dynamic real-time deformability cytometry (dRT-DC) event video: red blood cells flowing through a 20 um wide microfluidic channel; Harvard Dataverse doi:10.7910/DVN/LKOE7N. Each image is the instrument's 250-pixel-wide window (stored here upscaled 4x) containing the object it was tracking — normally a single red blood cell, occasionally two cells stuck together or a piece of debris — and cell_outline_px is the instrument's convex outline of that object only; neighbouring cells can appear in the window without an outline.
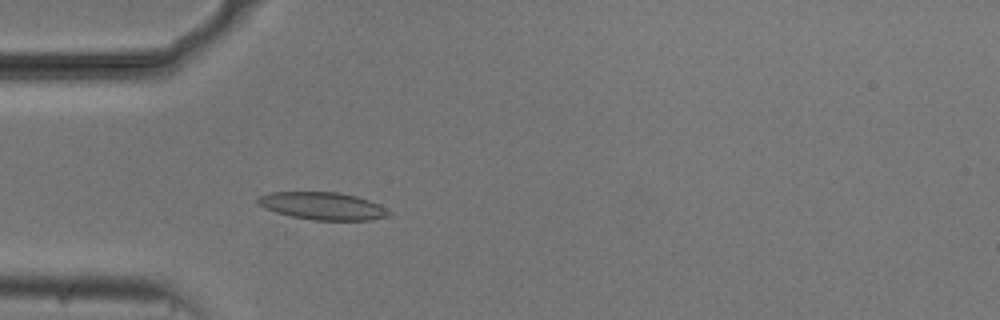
{"species": "common noctule bat (a hibernating species)", "species_latin": "Nyctalus noctula", "temperature_condition": "cold", "stored_images_in_passage": 52, "camera_frame_rate_fps": 3000, "um_per_image_px": 0.085, "animal": {"sex": "male", "body_mass_g": 20.5, "forearm_length_mm": 52.5}, "frame": {"image": 1, "passage_image": 14, "time_ms": 4.333, "image_size_px": [1000, 320], "cell_outline_px": [[392, 212], [388, 216], [372, 220], [312, 220], [292, 216], [276, 212], [264, 208], [256, 204], [256, 200], [260, 196], [268, 192], [340, 192], [356, 196], [380, 204]], "centroid_in_image_um": [27.43, 17.5], "position_along_channel_um": 57.6, "area_um2": 21.15}}
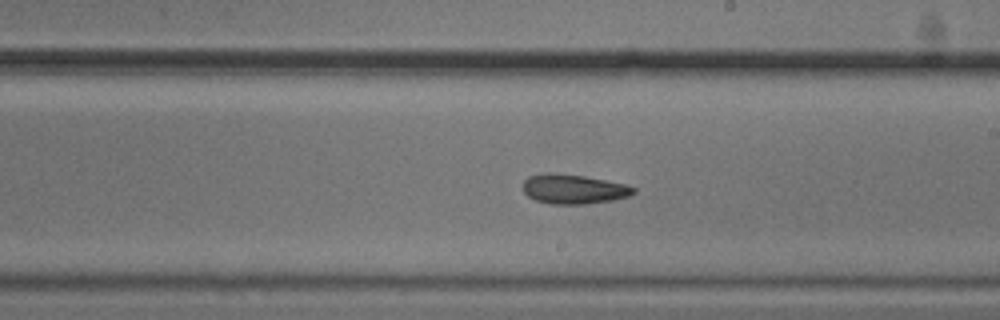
{"frame": {"image": 2, "passage_image": 29, "time_ms": 9.333, "image_size_px": [1000, 320], "cell_outline_px": [[636, 192], [628, 196], [612, 200], [584, 204], [552, 204], [536, 200], [528, 196], [524, 192], [524, 180], [528, 176], [584, 176], [624, 184], [636, 188]], "centroid_in_image_um": [48.82, 16.12], "position_along_channel_um": 240.2, "area_um2": 18.03}}
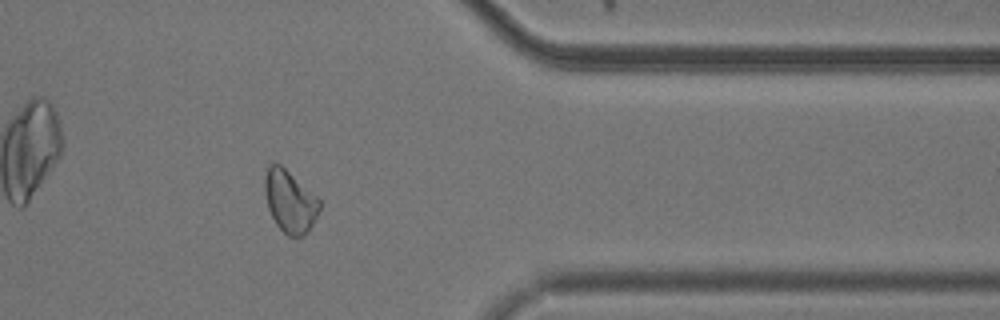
{"frame": {"image": 3, "passage_image": 42, "time_ms": 13.667, "image_size_px": [1000, 320], "cell_outline_px": [[320, 208], [308, 232], [304, 236], [288, 236], [276, 224], [268, 208], [264, 192], [264, 176], [268, 164], [272, 160], [280, 164], [316, 196], [320, 200]], "centroid_in_image_um": [24.6, 17.09], "position_along_channel_um": 386.8, "area_um2": 19.83}, "authors_computed_cell_mechanics": {"area_um2": 19.8832, "velocity_mm_per_s": 3.7297, "shape_relaxation_time_tau1_ms": 4.7417, "shape_relaxation_time_tau2_ms": 4.4119, "deformation_change_tau1": 0.1184, "deformation_change_tau2": 0.1184}}